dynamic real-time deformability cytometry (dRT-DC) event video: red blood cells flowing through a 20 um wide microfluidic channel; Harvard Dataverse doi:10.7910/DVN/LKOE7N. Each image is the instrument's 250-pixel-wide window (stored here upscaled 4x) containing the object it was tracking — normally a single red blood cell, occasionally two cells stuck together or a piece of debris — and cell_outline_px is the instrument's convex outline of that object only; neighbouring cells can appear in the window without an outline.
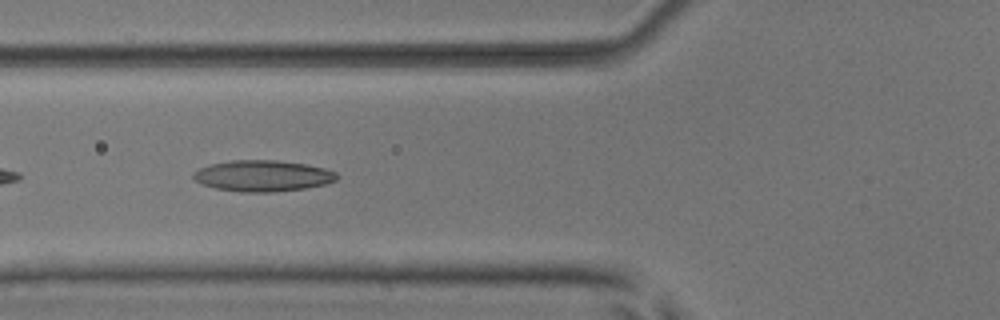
{"species": "common noctule bat (a hibernating species)", "species_latin": "Nyctalus noctula", "temperature_condition": "room temperature", "stored_images_in_passage": 37, "camera_frame_rate_fps": 3000, "um_per_image_px": 0.085, "animal": {"sex": "male", "body_mass_g": 17.9, "forearm_length_mm": 54.2}, "frame": {"image": 1, "passage_image": 5, "time_ms": 1.333, "image_size_px": [1000, 320], "cell_outline_px": [[340, 176], [336, 180], [324, 184], [304, 188], [272, 192], [244, 192], [216, 188], [204, 184], [196, 180], [192, 176], [200, 168], [212, 164], [232, 160], [276, 160], [304, 164], [324, 168], [336, 172]], "centroid_in_image_um": [22.37, 14.94], "position_along_channel_um": 103.4, "area_um2": 25.66}}
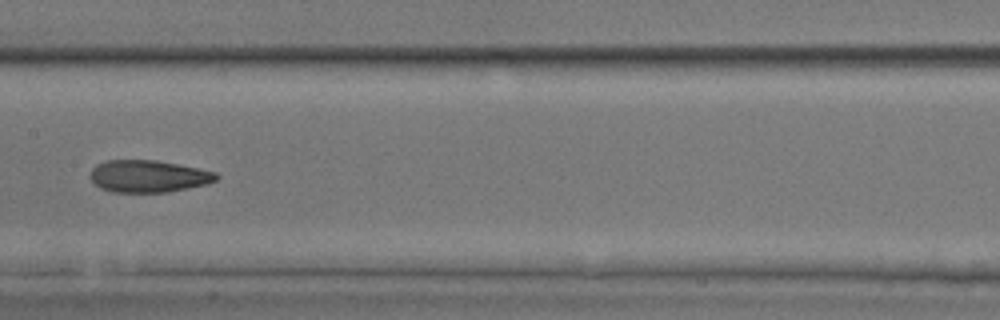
{"frame": {"image": 2, "passage_image": 12, "time_ms": 3.667, "image_size_px": [1000, 320], "cell_outline_px": [[220, 176], [216, 180], [204, 184], [188, 188], [168, 192], [112, 192], [100, 188], [88, 176], [92, 168], [96, 164], [108, 160], [156, 160], [216, 172]], "centroid_in_image_um": [12.57, 14.98], "position_along_channel_um": 194.8, "area_um2": 23.52}}
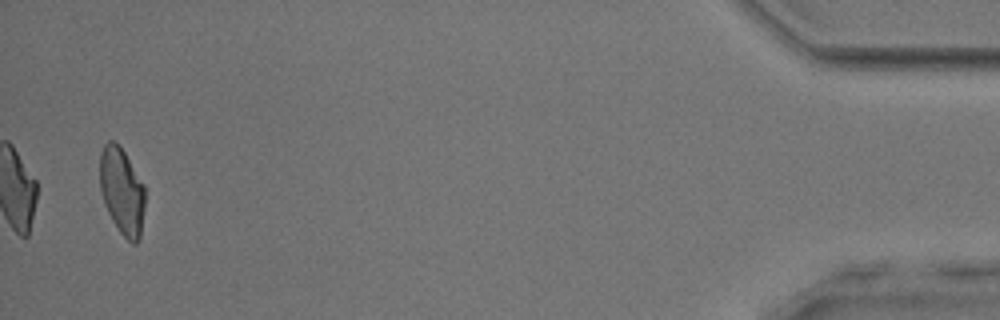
{"frame": {"image": 3, "passage_image": 36, "time_ms": 11.667, "image_size_px": [1000, 320], "cell_outline_px": [[144, 208], [140, 236], [136, 244], [132, 244], [120, 232], [112, 220], [104, 204], [100, 188], [100, 152], [104, 144], [108, 140], [112, 140], [124, 152], [144, 184]], "centroid_in_image_um": [10.35, 16.25], "position_along_channel_um": 424.8, "area_um2": 22.66}, "authors_computed_cell_mechanics": {"area_um2": 23.5824, "velocity_mm_per_s": 3.9145, "shape_relaxation_time_tau1_ms": null, "shape_relaxation_time_tau2_ms": 3.0159, "deformation_change_tau1": null, "deformation_change_tau2": 0.1161}}